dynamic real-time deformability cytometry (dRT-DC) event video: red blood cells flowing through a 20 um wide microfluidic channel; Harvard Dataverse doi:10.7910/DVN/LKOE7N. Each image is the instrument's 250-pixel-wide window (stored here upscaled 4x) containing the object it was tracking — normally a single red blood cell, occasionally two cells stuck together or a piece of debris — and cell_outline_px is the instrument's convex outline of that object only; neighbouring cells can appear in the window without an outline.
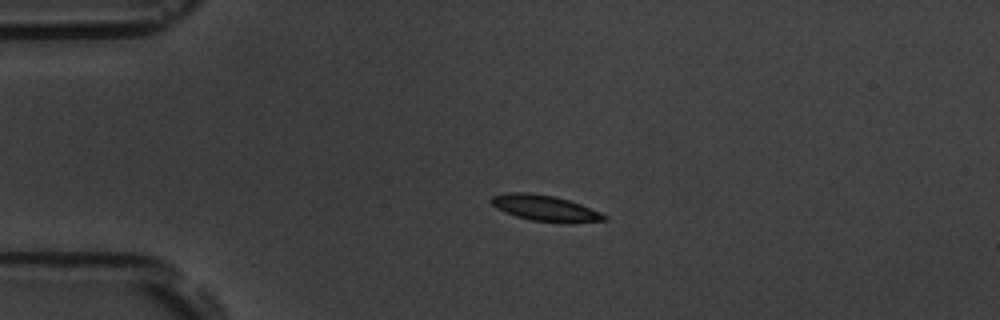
{"species": "common noctule bat (a hibernating species)", "species_latin": "Nyctalus noctula", "temperature_condition": "room temperature", "stored_images_in_passage": 4, "camera_frame_rate_fps": 3000, "um_per_image_px": 0.085, "animal": {"sex": "male", "body_mass_g": 19.5, "forearm_length_mm": 54.6}, "frame": {"image": 1, "passage_image": 3, "time_ms": 2.333, "image_size_px": [1000, 320], "cell_outline_px": [[608, 220], [568, 224], [532, 220], [516, 216], [504, 212], [496, 208], [488, 200], [492, 196], [508, 192], [532, 192], [556, 196], [580, 204], [600, 212], [608, 216]], "centroid_in_image_um": [46.34, 17.69], "position_along_channel_um": 38.7, "area_um2": 17.4}}